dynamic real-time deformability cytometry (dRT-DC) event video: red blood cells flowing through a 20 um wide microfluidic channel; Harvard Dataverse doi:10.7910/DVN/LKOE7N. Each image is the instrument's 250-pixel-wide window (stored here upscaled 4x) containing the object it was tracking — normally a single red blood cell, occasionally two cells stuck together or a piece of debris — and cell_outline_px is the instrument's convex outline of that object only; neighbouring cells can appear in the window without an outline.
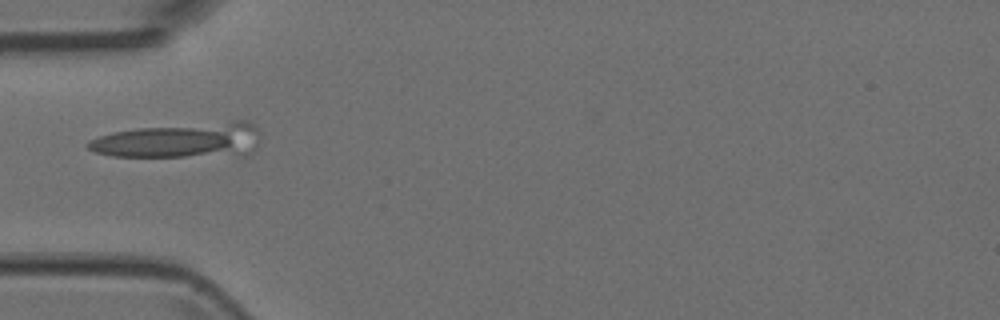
{"species": "Egyptian fruit bat (a non-hibernating species)", "species_latin": "Rousettus aegyptiacus", "temperature_condition": "room temperature", "stored_images_in_passage": 6, "camera_frame_rate_fps": 3000, "um_per_image_px": 0.085, "animal": {"sex": "female"}, "frame": {"image": 1, "passage_image": 3, "time_ms": 0.667, "image_size_px": [1000, 320], "cell_outline_px": [[260, 136], [256, 148], [248, 156], [112, 156], [96, 152], [88, 148], [84, 144], [88, 140], [112, 132], [140, 128], [236, 120], [244, 120], [252, 124], [256, 128]], "centroid_in_image_um": [15.37, 11.94], "position_along_channel_um": 69.6, "area_um2": 35.43}}
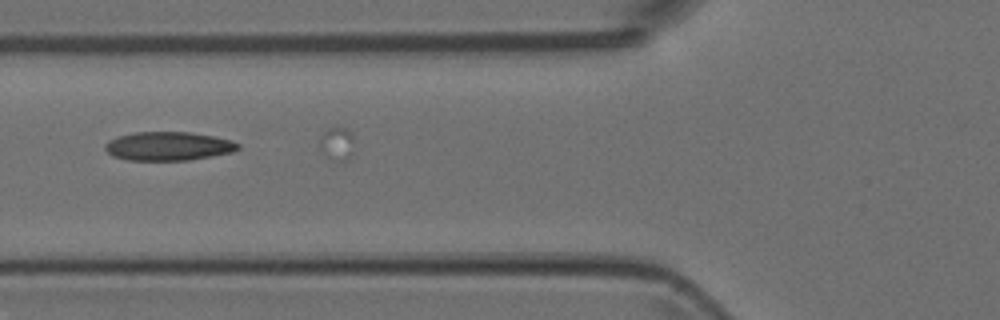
{"frame": {"image": 2, "passage_image": 4, "time_ms": 1.0, "image_size_px": [1000, 320], "cell_outline_px": [[240, 148], [236, 152], [188, 160], [128, 160], [112, 156], [104, 148], [104, 144], [108, 140], [120, 136], [136, 132], [188, 132], [212, 136], [232, 140], [240, 144]], "centroid_in_image_um": [14.33, 12.43], "position_along_channel_um": 111.5, "area_um2": 22.31}}